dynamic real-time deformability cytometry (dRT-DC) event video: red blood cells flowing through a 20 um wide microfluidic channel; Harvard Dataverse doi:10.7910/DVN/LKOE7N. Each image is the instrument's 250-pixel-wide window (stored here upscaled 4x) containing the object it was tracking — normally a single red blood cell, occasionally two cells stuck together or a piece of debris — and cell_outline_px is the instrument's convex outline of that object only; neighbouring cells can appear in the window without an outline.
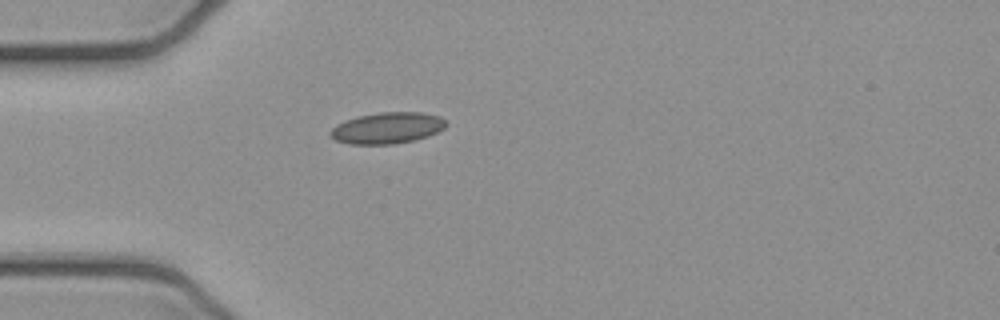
{"species": "common noctule bat (a hibernating species)", "species_latin": "Nyctalus noctula", "temperature_condition": "cold", "stored_images_in_passage": 1, "camera_frame_rate_fps": 3000, "um_per_image_px": 0.085, "animal": {"sex": "female", "body_mass_g": 21.9}, "frame": {"image": 1, "passage_image": 1, "time_ms": 0.0, "image_size_px": [1000, 320], "cell_outline_px": [[448, 124], [444, 128], [428, 136], [416, 140], [392, 144], [348, 144], [336, 140], [328, 132], [336, 124], [344, 120], [356, 116], [380, 112], [424, 112], [440, 116]], "centroid_in_image_um": [32.91, 10.87], "position_along_channel_um": 52.1, "area_um2": 21.27}}